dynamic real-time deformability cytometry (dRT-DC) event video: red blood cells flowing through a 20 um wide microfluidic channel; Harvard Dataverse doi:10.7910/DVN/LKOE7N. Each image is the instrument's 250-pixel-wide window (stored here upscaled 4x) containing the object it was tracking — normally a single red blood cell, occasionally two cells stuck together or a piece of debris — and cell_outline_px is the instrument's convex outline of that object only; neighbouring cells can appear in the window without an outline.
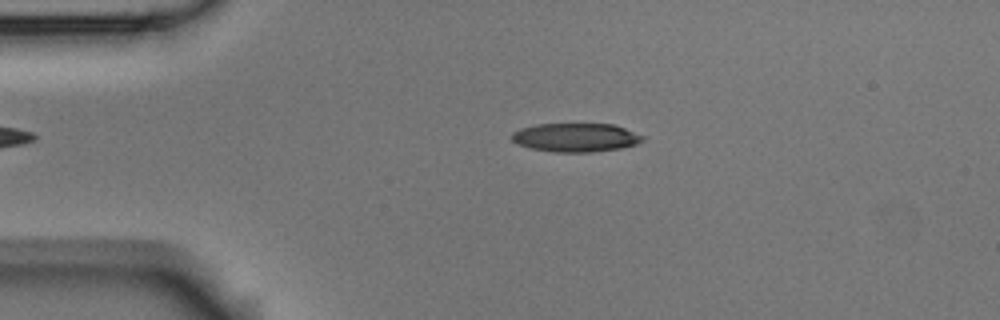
{"species": "Egyptian fruit bat (a non-hibernating species)", "species_latin": "Rousettus aegyptiacus", "temperature_condition": "room temperature", "stored_images_in_passage": 2, "camera_frame_rate_fps": 3000, "um_per_image_px": 0.085, "animal": {"sex": "male"}, "frame": {"image": 1, "passage_image": 1, "time_ms": 0.0, "image_size_px": [1000, 320], "cell_outline_px": [[644, 140], [636, 144], [620, 148], [592, 152], [552, 152], [528, 148], [512, 140], [512, 132], [520, 128], [536, 124], [612, 124], [624, 128], [644, 136]], "centroid_in_image_um": [48.92, 11.69], "position_along_channel_um": 36.1, "area_um2": 21.85}}